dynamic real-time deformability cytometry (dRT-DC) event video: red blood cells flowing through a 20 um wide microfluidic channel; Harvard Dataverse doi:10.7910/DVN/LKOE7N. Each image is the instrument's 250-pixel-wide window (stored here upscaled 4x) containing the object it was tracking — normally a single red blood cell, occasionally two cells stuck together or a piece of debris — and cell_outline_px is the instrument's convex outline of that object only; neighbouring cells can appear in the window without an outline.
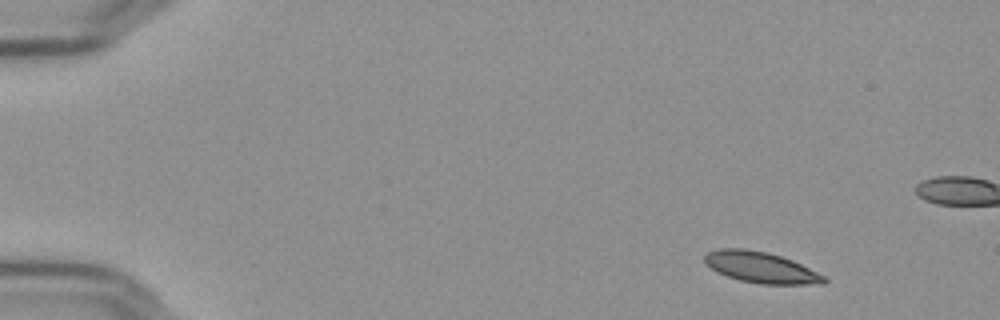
{"species": "Egyptian fruit bat (a non-hibernating species)", "species_latin": "Rousettus aegyptiacus", "temperature_condition": "cold", "stored_images_in_passage": 52, "camera_frame_rate_fps": 3000, "um_per_image_px": 0.085, "frame": {"image": 1, "passage_image": 1, "time_ms": 0.0, "image_size_px": [1000, 320], "cell_outline_px": [[828, 280], [824, 284], [760, 284], [740, 280], [716, 272], [704, 264], [704, 256], [708, 252], [716, 248], [744, 248], [768, 252], [792, 260], [824, 276]], "centroid_in_image_um": [64.62, 22.72], "position_along_channel_um": 20.4, "area_um2": 21.62}}
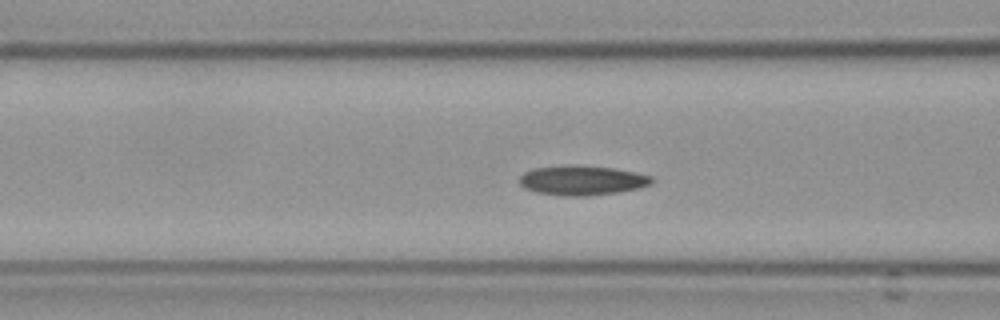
{"frame": {"image": 2, "passage_image": 18, "time_ms": 5.667, "image_size_px": [1000, 320], "cell_outline_px": [[652, 184], [640, 188], [616, 192], [588, 196], [564, 196], [536, 192], [524, 188], [520, 184], [520, 176], [524, 172], [532, 168], [612, 168], [636, 172], [652, 176]], "centroid_in_image_um": [49.5, 15.38], "position_along_channel_um": 117.1, "area_um2": 21.85}}
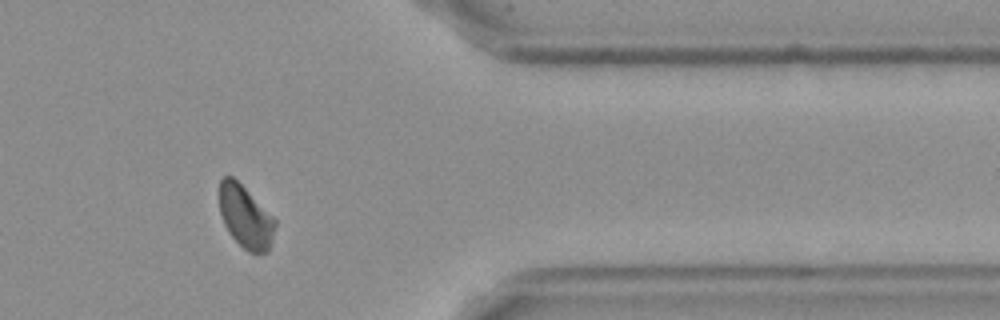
{"frame": {"image": 3, "passage_image": 42, "time_ms": 13.667, "image_size_px": [1000, 320], "cell_outline_px": [[276, 224], [268, 252], [256, 256], [248, 252], [228, 232], [224, 224], [220, 212], [220, 180], [224, 176], [232, 176], [276, 220]], "centroid_in_image_um": [20.87, 18.49], "position_along_channel_um": 390.5, "area_um2": 20.06}, "authors_computed_cell_mechanics": {"area_um2": 21.4149, "velocity_mm_per_s": 3.5992, "shape_relaxation_time_tau1_ms": null, "shape_relaxation_time_tau2_ms": 5.4152, "deformation_change_tau1": null, "deformation_change_tau2": 0.0611}}